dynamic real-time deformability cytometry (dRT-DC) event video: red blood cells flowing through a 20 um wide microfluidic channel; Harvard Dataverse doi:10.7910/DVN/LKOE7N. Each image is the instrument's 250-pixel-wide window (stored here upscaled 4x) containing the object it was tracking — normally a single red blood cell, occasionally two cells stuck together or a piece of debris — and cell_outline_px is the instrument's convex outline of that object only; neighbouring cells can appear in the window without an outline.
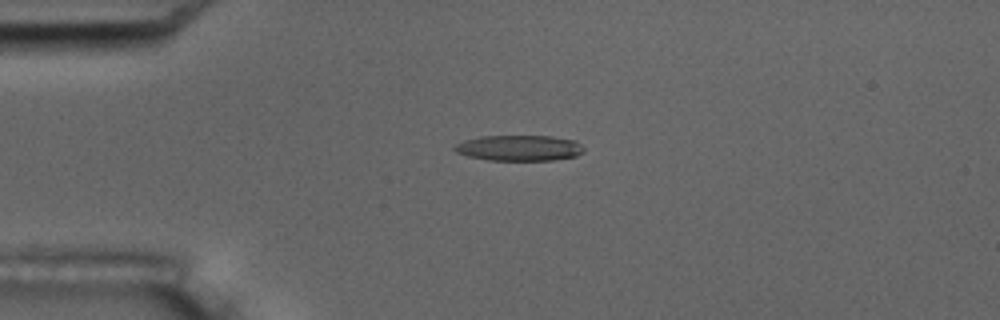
{"species": "common noctule bat (a hibernating species)", "species_latin": "Nyctalus noctula", "temperature_condition": "room temperature", "stored_images_in_passage": 5, "camera_frame_rate_fps": 3000, "um_per_image_px": 0.085, "animal": {"sex": "male", "body_mass_g": 17.5, "forearm_length_mm": 52.3}, "frame": {"image": 1, "passage_image": 4, "time_ms": 4.333, "image_size_px": [1000, 320], "cell_outline_px": [[584, 152], [576, 156], [552, 160], [488, 160], [468, 156], [456, 152], [452, 148], [456, 144], [464, 140], [480, 136], [552, 136], [576, 140], [584, 148]], "centroid_in_image_um": [44.14, 12.57], "position_along_channel_um": 40.9, "area_um2": 19.42}}